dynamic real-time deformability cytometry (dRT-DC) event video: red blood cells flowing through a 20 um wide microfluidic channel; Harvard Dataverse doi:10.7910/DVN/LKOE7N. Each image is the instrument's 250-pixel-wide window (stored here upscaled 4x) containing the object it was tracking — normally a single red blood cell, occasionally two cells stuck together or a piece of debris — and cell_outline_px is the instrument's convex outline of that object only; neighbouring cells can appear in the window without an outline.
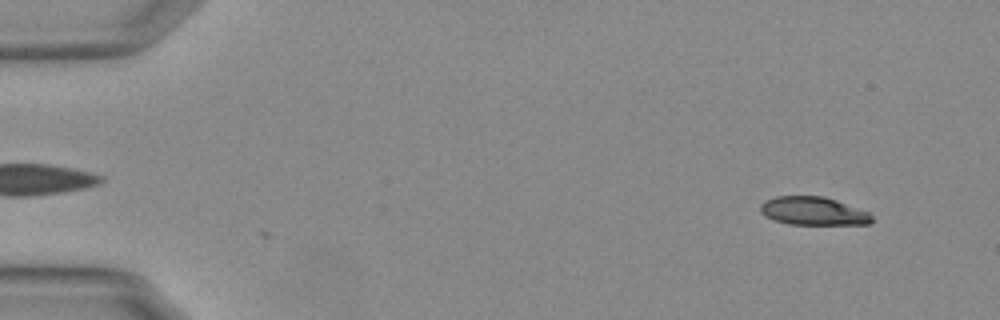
{"species": "Egyptian fruit bat (a non-hibernating species)", "species_latin": "Rousettus aegyptiacus", "temperature_condition": "warm", "stored_images_in_passage": 4, "camera_frame_rate_fps": 3000, "um_per_image_px": 0.085, "animal": {"sex": "female"}, "frame": {"image": 1, "passage_image": 4, "time_ms": 1.0, "image_size_px": [1000, 320], "cell_outline_px": [[872, 220], [868, 224], [788, 224], [764, 216], [760, 212], [760, 204], [764, 200], [776, 196], [824, 196], [836, 200], [868, 212], [872, 216]], "centroid_in_image_um": [69.08, 17.93], "position_along_channel_um": 15.9, "area_um2": 18.26}}